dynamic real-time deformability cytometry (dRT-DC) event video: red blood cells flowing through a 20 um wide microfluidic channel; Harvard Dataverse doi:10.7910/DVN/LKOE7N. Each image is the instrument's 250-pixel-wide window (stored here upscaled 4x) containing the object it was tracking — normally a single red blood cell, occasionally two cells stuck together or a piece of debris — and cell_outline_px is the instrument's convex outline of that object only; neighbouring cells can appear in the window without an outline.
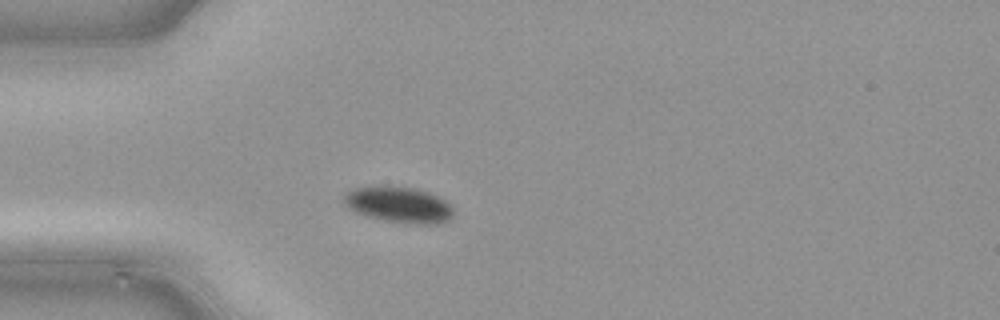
{"species": "common noctule bat (a hibernating species)", "species_latin": "Nyctalus noctula", "temperature_condition": "cold", "stored_images_in_passage": 36, "camera_frame_rate_fps": 3000, "um_per_image_px": 0.085, "animal": {"sex": "male", "body_mass_g": 21.5, "forearm_length_mm": 52.0}, "frame": {"image": 1, "passage_image": 1, "time_ms": 0.0, "image_size_px": [1000, 320], "cell_outline_px": [[452, 216], [448, 220], [436, 224], [416, 224], [384, 220], [368, 216], [356, 212], [348, 208], [344, 204], [344, 192], [352, 188], [376, 184], [388, 184], [416, 188], [428, 192], [444, 200], [452, 208]], "centroid_in_image_um": [33.83, 17.35], "position_along_channel_um": 51.2, "area_um2": 23.35}}
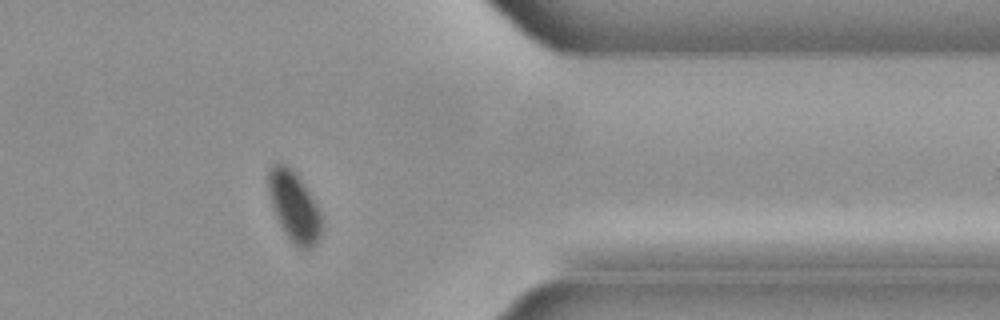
{"frame": {"image": 2, "passage_image": 27, "time_ms": 8.667, "image_size_px": [1000, 320], "cell_outline_px": [[320, 232], [316, 244], [312, 248], [300, 248], [288, 236], [280, 224], [276, 216], [272, 204], [268, 188], [268, 172], [272, 164], [284, 164], [292, 168], [304, 184], [316, 204], [320, 212]], "centroid_in_image_um": [24.99, 17.52], "position_along_channel_um": 386.4, "area_um2": 21.1}}
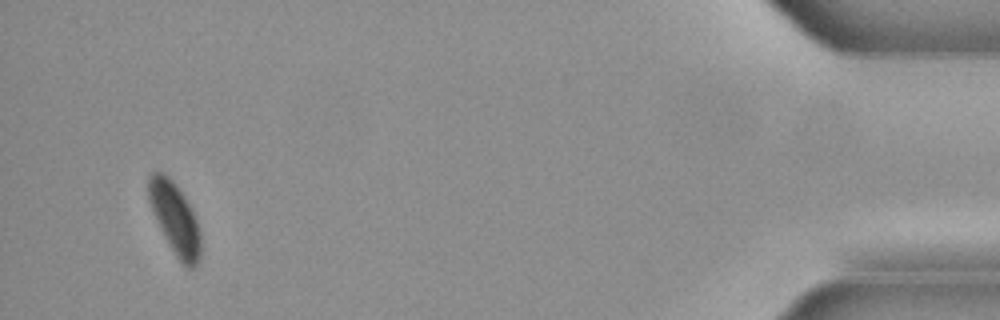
{"frame": {"image": 3, "passage_image": 34, "time_ms": 11.0, "image_size_px": [1000, 320], "cell_outline_px": [[200, 260], [192, 268], [188, 268], [176, 256], [160, 228], [152, 212], [148, 200], [148, 176], [152, 172], [164, 172], [172, 180], [184, 196], [196, 220], [200, 232]], "centroid_in_image_um": [14.84, 18.54], "position_along_channel_um": 420.4, "area_um2": 21.39}}